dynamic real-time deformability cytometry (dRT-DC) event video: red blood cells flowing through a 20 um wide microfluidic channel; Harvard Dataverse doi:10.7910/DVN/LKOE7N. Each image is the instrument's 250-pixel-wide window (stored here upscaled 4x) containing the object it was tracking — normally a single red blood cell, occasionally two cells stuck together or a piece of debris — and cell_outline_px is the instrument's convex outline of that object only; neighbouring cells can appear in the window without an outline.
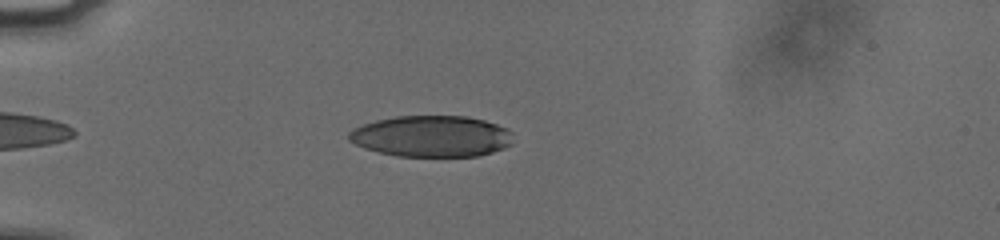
{"species": "human", "species_latin": "Homo sapiens", "temperature_condition": "cold", "stored_images_in_passage": 45, "camera_frame_rate_fps": 3000, "um_per_image_px": 0.085, "donor": {"sex": "male"}, "frame": {"image": 1, "passage_image": 6, "time_ms": 1.667, "image_size_px": [1000, 240], "cell_outline_px": [[512, 144], [504, 148], [492, 152], [476, 156], [396, 156], [364, 148], [348, 140], [348, 132], [352, 128], [376, 120], [396, 116], [468, 116], [484, 120], [508, 128], [512, 132]], "centroid_in_image_um": [36.69, 11.57], "position_along_channel_um": 48.3, "area_um2": 39.65}}
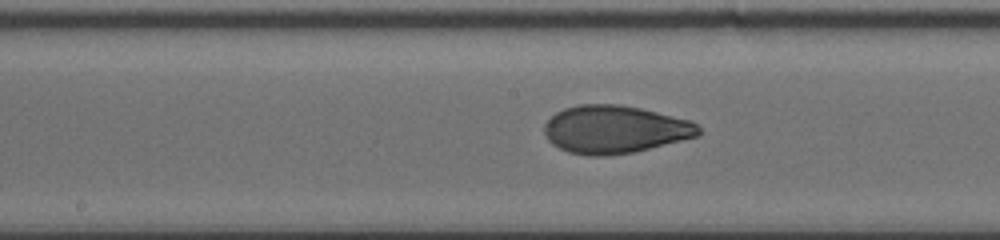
{"frame": {"image": 2, "passage_image": 20, "time_ms": 6.333, "image_size_px": [1000, 240], "cell_outline_px": [[700, 136], [632, 152], [608, 156], [592, 156], [568, 152], [552, 144], [548, 140], [544, 132], [544, 124], [556, 112], [564, 108], [580, 104], [620, 104], [640, 108], [692, 120], [700, 128]], "centroid_in_image_um": [52.26, 10.99], "position_along_channel_um": 195.9, "area_um2": 43.12}}
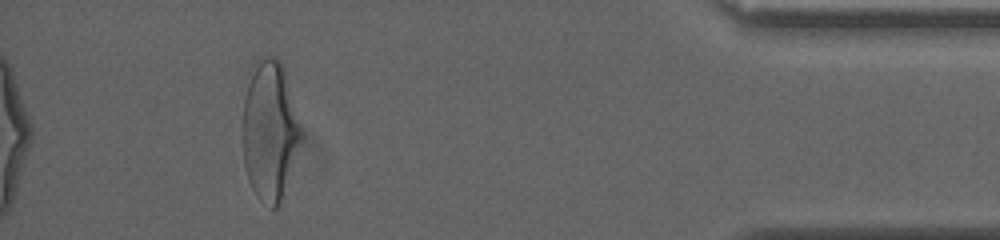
{"frame": {"image": 3, "passage_image": 41, "time_ms": 13.333, "image_size_px": [1000, 240], "cell_outline_px": [[300, 136], [280, 204], [276, 208], [272, 208], [256, 196], [248, 180], [244, 168], [244, 96], [256, 60], [260, 56], [276, 56], [280, 60], [284, 68], [300, 128]], "centroid_in_image_um": [22.89, 11.07], "position_along_channel_um": 412.3, "area_um2": 46.01}, "authors_computed_cell_mechanics": {"area_um2": 42.772, "velocity_mm_per_s": 3.7792, "shape_relaxation_time_tau1_ms": 5.1945, "shape_relaxation_time_tau2_ms": 1.0943, "deformation_change_tau1": 0.1947, "deformation_change_tau2": 0.0664}}